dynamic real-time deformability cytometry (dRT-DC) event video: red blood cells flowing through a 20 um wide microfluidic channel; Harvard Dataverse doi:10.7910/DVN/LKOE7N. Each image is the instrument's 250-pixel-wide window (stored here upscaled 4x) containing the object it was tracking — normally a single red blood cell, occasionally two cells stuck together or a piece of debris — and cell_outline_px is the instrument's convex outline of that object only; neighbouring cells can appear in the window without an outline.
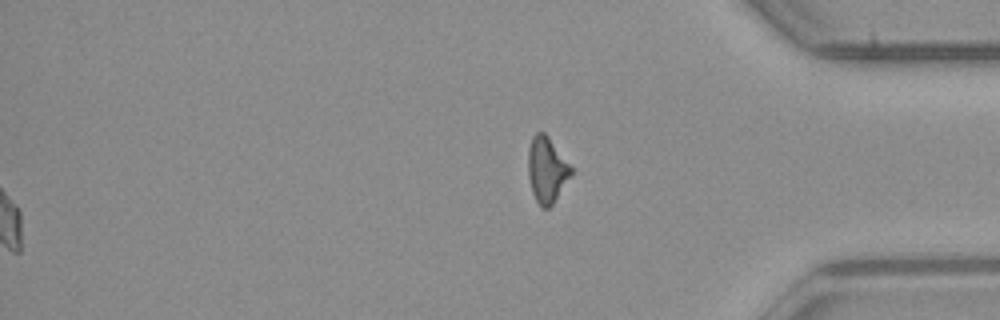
{"species": "common noctule bat (a hibernating species)", "species_latin": "Nyctalus noctula", "temperature_condition": "room temperature", "stored_images_in_passage": 55, "segment_of_instrument_passage": [2, 2], "camera_frame_rate_fps": 3000, "um_per_image_px": 0.085, "animal": {"sex": "male", "body_mass_g": 23.1, "forearm_length_mm": 52.7}, "frame": {"image": 1, "passage_image": 55, "time_ms": 18.0, "image_size_px": [1000, 320], "cell_outline_px": [[572, 172], [552, 204], [548, 208], [540, 208], [532, 192], [528, 176], [528, 148], [532, 136], [536, 132], [544, 132], [548, 136], [572, 168]], "centroid_in_image_um": [46.43, 14.42], "position_along_channel_um": 388.8, "area_um2": 16.18}}